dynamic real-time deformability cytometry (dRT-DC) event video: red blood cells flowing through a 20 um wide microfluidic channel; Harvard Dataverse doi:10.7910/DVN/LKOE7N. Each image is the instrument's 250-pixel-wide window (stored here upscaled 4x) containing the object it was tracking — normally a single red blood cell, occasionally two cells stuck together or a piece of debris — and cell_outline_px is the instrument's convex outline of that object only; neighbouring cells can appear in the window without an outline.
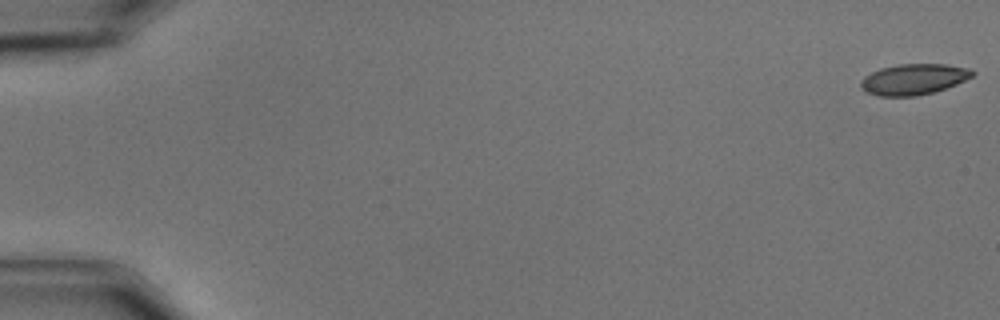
{"species": "common noctule bat (a hibernating species)", "species_latin": "Nyctalus noctula", "temperature_condition": "cold", "stored_images_in_passage": 57, "camera_frame_rate_fps": 3000, "um_per_image_px": 0.085, "animal": {"sex": "male", "body_mass_g": 15.6}, "frame": {"image": 1, "passage_image": 1, "time_ms": 0.0, "image_size_px": [1000, 320], "cell_outline_px": [[976, 72], [972, 76], [956, 84], [932, 92], [916, 96], [880, 96], [864, 92], [860, 84], [860, 80], [864, 76], [880, 68], [900, 64], [948, 64], [968, 68]], "centroid_in_image_um": [77.63, 6.73], "position_along_channel_um": 7.4, "area_um2": 20.0}}
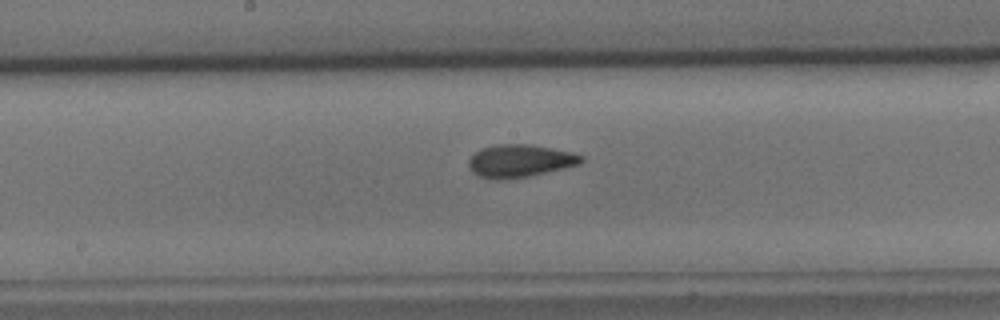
{"frame": {"image": 2, "passage_image": 31, "time_ms": 10.0, "image_size_px": [1000, 320], "cell_outline_px": [[584, 160], [580, 164], [564, 168], [528, 176], [496, 180], [480, 176], [472, 172], [468, 168], [468, 160], [476, 152], [484, 148], [496, 144], [532, 144], [572, 152], [584, 156]], "centroid_in_image_um": [44.2, 13.67], "position_along_channel_um": 204.0, "area_um2": 21.39}}
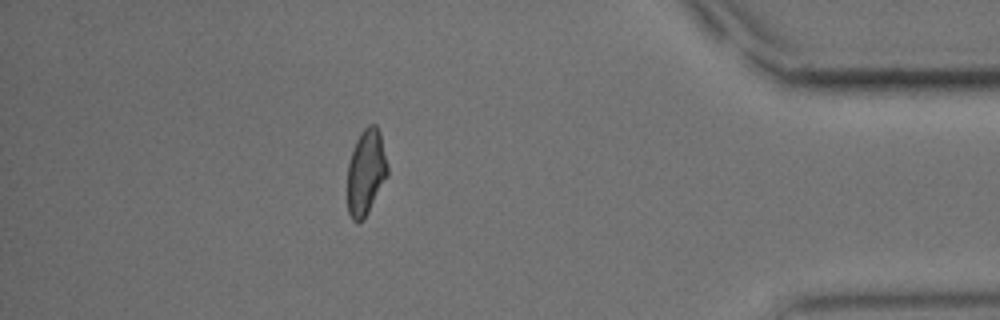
{"frame": {"image": 3, "passage_image": 51, "time_ms": 16.667, "image_size_px": [1000, 320], "cell_outline_px": [[388, 176], [364, 220], [352, 220], [348, 212], [348, 164], [356, 140], [360, 132], [368, 124], [376, 124], [380, 132], [388, 168]], "centroid_in_image_um": [31.12, 14.62], "position_along_channel_um": 404.1, "area_um2": 20.0}, "authors_computed_cell_mechanics": {"area_um2": 20.5768, "velocity_mm_per_s": 3.5645, "shape_relaxation_time_tau1_ms": 11.2655, "shape_relaxation_time_tau2_ms": 2.1956, "deformation_change_tau1": 0.2212, "deformation_change_tau2": 0.0701}}